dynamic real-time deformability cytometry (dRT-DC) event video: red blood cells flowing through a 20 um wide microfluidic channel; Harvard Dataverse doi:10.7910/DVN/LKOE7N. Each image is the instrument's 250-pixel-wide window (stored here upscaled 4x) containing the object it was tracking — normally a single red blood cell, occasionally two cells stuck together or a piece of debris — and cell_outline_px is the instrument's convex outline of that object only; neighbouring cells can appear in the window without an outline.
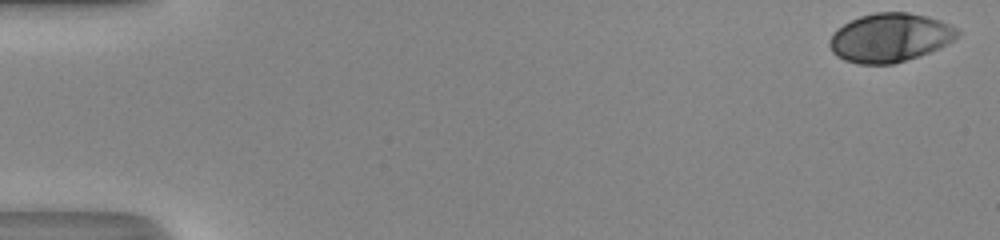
{"species": "human", "species_latin": "Homo sapiens", "temperature_condition": "room temperature", "stored_images_in_passage": 50, "camera_frame_rate_fps": 3000, "um_per_image_px": 0.085, "donor": {"sex": "male"}, "frame": {"image": 1, "passage_image": 1, "time_ms": 0.0, "image_size_px": [1000, 240], "cell_outline_px": [[960, 32], [952, 40], [940, 48], [892, 64], [860, 64], [844, 60], [836, 56], [832, 52], [828, 44], [828, 40], [844, 24], [860, 16], [876, 12], [908, 12], [928, 16], [940, 20], [956, 28]], "centroid_in_image_um": [75.63, 3.19], "position_along_channel_um": 9.4, "area_um2": 35.95}}
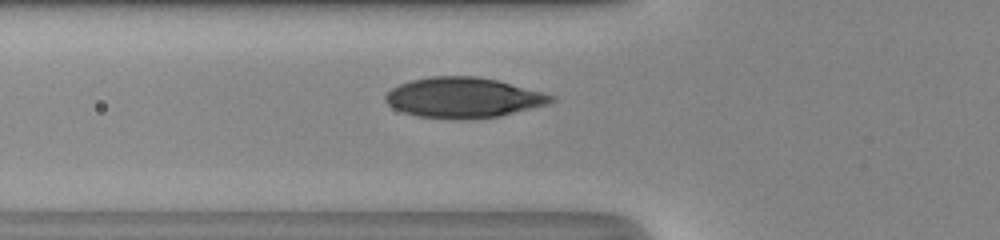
{"frame": {"image": 2, "passage_image": 19, "time_ms": 6.0, "image_size_px": [1000, 240], "cell_outline_px": [[556, 100], [548, 104], [500, 116], [416, 116], [392, 108], [384, 100], [384, 96], [392, 88], [400, 84], [412, 80], [428, 76], [476, 76], [496, 80], [544, 92], [556, 96]], "centroid_in_image_um": [39.4, 8.25], "position_along_channel_um": 86.4, "area_um2": 37.86}}
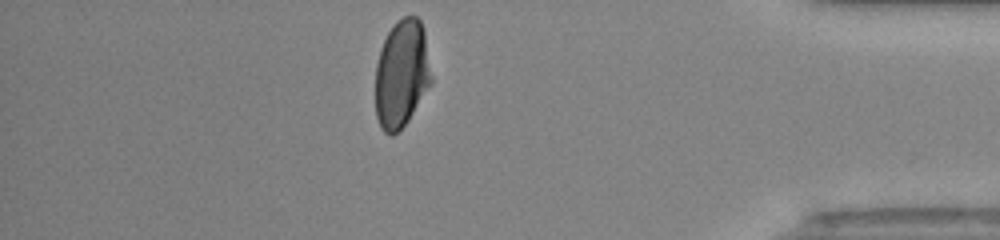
{"frame": {"image": 3, "passage_image": 44, "time_ms": 14.333, "image_size_px": [1000, 240], "cell_outline_px": [[432, 84], [408, 120], [392, 136], [384, 132], [380, 128], [376, 116], [376, 64], [380, 48], [388, 32], [396, 20], [404, 16], [416, 16], [420, 20], [424, 32], [432, 76]], "centroid_in_image_um": [34.14, 6.27], "position_along_channel_um": 401.1, "area_um2": 35.26}, "authors_computed_cell_mechanics": {"area_um2": 37.0787, "velocity_mm_per_s": 4.2063, "shape_relaxation_time_tau1_ms": 4.5574, "shape_relaxation_time_tau2_ms": null, "deformation_change_tau1": 0.196, "deformation_change_tau2": null}}